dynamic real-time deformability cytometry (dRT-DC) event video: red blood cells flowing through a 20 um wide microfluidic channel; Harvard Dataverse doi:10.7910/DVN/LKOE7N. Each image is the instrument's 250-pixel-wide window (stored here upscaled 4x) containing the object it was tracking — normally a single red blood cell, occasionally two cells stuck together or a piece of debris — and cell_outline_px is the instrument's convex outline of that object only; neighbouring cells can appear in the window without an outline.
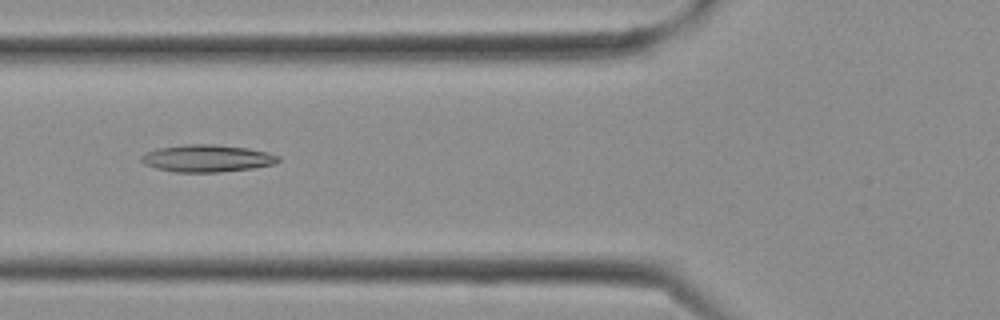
{"species": "Egyptian fruit bat (a non-hibernating species)", "species_latin": "Rousettus aegyptiacus", "temperature_condition": "cold", "stored_images_in_passage": 29, "camera_frame_rate_fps": 3000, "um_per_image_px": 0.085, "frame": {"image": 1, "passage_image": 11, "time_ms": 3.333, "image_size_px": [1000, 320], "cell_outline_px": [[280, 160], [276, 164], [252, 168], [220, 172], [172, 172], [156, 168], [144, 164], [140, 160], [140, 156], [144, 152], [156, 148], [188, 144], [212, 144], [248, 148], [268, 152], [280, 156]], "centroid_in_image_um": [17.58, 13.46], "position_along_channel_um": 108.2, "area_um2": 21.96}}
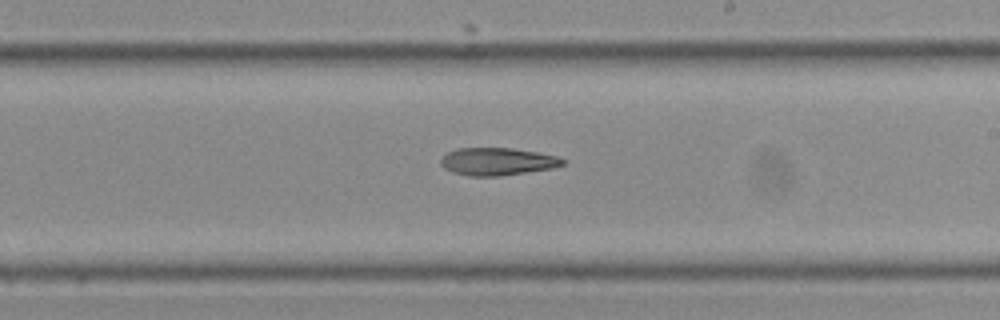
{"frame": {"image": 2, "passage_image": 17, "time_ms": 5.333, "image_size_px": [1000, 320], "cell_outline_px": [[564, 164], [552, 168], [500, 176], [468, 176], [452, 172], [444, 168], [440, 164], [440, 156], [456, 148], [512, 148], [536, 152], [556, 156], [564, 160]], "centroid_in_image_um": [42.21, 13.73], "position_along_channel_um": 246.8, "area_um2": 19.59}}
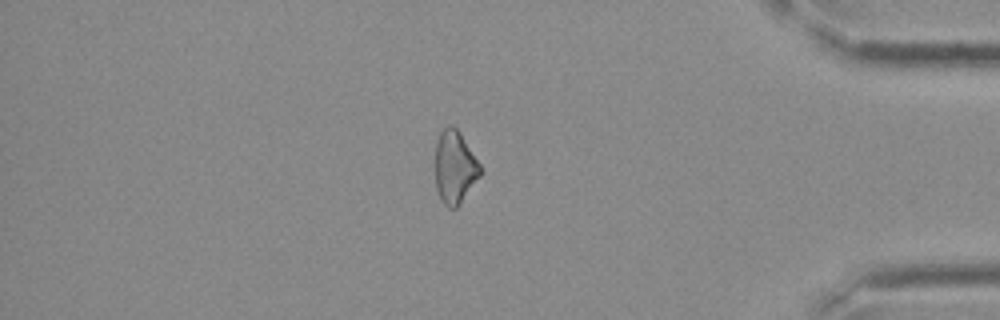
{"frame": {"image": 3, "passage_image": 25, "time_ms": 8.0, "image_size_px": [1000, 320], "cell_outline_px": [[484, 172], [456, 208], [448, 208], [440, 200], [436, 188], [436, 144], [440, 132], [448, 124], [452, 124], [460, 132], [484, 168]], "centroid_in_image_um": [38.69, 14.2], "position_along_channel_um": 396.5, "area_um2": 19.48}}